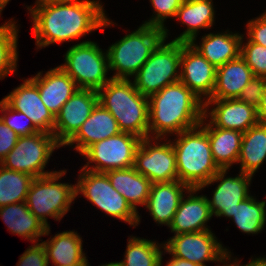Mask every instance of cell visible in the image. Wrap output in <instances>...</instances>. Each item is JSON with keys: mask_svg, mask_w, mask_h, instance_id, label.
<instances>
[{"mask_svg": "<svg viewBox=\"0 0 266 266\" xmlns=\"http://www.w3.org/2000/svg\"><path fill=\"white\" fill-rule=\"evenodd\" d=\"M37 49L53 43L70 42L102 27L113 26L97 7L80 2L36 0L28 6Z\"/></svg>", "mask_w": 266, "mask_h": 266, "instance_id": "obj_1", "label": "cell"}, {"mask_svg": "<svg viewBox=\"0 0 266 266\" xmlns=\"http://www.w3.org/2000/svg\"><path fill=\"white\" fill-rule=\"evenodd\" d=\"M149 138H165L200 125L204 103L181 81L166 85L149 98Z\"/></svg>", "mask_w": 266, "mask_h": 266, "instance_id": "obj_2", "label": "cell"}, {"mask_svg": "<svg viewBox=\"0 0 266 266\" xmlns=\"http://www.w3.org/2000/svg\"><path fill=\"white\" fill-rule=\"evenodd\" d=\"M97 92L99 103L116 119L121 132L149 138V99L133 81L111 78Z\"/></svg>", "mask_w": 266, "mask_h": 266, "instance_id": "obj_3", "label": "cell"}, {"mask_svg": "<svg viewBox=\"0 0 266 266\" xmlns=\"http://www.w3.org/2000/svg\"><path fill=\"white\" fill-rule=\"evenodd\" d=\"M176 137L171 143L176 153L178 180L189 188H200L220 170L213 159L207 131L198 125Z\"/></svg>", "mask_w": 266, "mask_h": 266, "instance_id": "obj_4", "label": "cell"}, {"mask_svg": "<svg viewBox=\"0 0 266 266\" xmlns=\"http://www.w3.org/2000/svg\"><path fill=\"white\" fill-rule=\"evenodd\" d=\"M163 39V29L142 24L135 31L112 43L106 50L109 71H115L111 78L134 77Z\"/></svg>", "mask_w": 266, "mask_h": 266, "instance_id": "obj_5", "label": "cell"}, {"mask_svg": "<svg viewBox=\"0 0 266 266\" xmlns=\"http://www.w3.org/2000/svg\"><path fill=\"white\" fill-rule=\"evenodd\" d=\"M67 170L56 171L32 180L26 197V205L46 227L48 216L59 221L68 213L76 199V184L61 183L59 179Z\"/></svg>", "mask_w": 266, "mask_h": 266, "instance_id": "obj_6", "label": "cell"}, {"mask_svg": "<svg viewBox=\"0 0 266 266\" xmlns=\"http://www.w3.org/2000/svg\"><path fill=\"white\" fill-rule=\"evenodd\" d=\"M163 39L134 76L135 88L146 97L180 81L181 42Z\"/></svg>", "mask_w": 266, "mask_h": 266, "instance_id": "obj_7", "label": "cell"}, {"mask_svg": "<svg viewBox=\"0 0 266 266\" xmlns=\"http://www.w3.org/2000/svg\"><path fill=\"white\" fill-rule=\"evenodd\" d=\"M65 63L59 65L76 83L79 89L98 91L111 77L107 52L102 51L96 42L83 41L71 46L66 54Z\"/></svg>", "mask_w": 266, "mask_h": 266, "instance_id": "obj_8", "label": "cell"}, {"mask_svg": "<svg viewBox=\"0 0 266 266\" xmlns=\"http://www.w3.org/2000/svg\"><path fill=\"white\" fill-rule=\"evenodd\" d=\"M76 183V196L80 193L102 212L118 218L136 227L140 223V216L127 200L117 192L108 176L104 172H93L81 168Z\"/></svg>", "mask_w": 266, "mask_h": 266, "instance_id": "obj_9", "label": "cell"}, {"mask_svg": "<svg viewBox=\"0 0 266 266\" xmlns=\"http://www.w3.org/2000/svg\"><path fill=\"white\" fill-rule=\"evenodd\" d=\"M62 147L51 133H37L18 137L16 145L0 162L7 169L41 177L56 171L44 169L56 148Z\"/></svg>", "mask_w": 266, "mask_h": 266, "instance_id": "obj_10", "label": "cell"}, {"mask_svg": "<svg viewBox=\"0 0 266 266\" xmlns=\"http://www.w3.org/2000/svg\"><path fill=\"white\" fill-rule=\"evenodd\" d=\"M141 138L125 132L89 146L81 155L88 160L82 168L93 172H106L134 166L135 153ZM90 163H94L91 165Z\"/></svg>", "mask_w": 266, "mask_h": 266, "instance_id": "obj_11", "label": "cell"}, {"mask_svg": "<svg viewBox=\"0 0 266 266\" xmlns=\"http://www.w3.org/2000/svg\"><path fill=\"white\" fill-rule=\"evenodd\" d=\"M163 252L201 266L209 261L223 263L231 253L211 230L174 235L165 241Z\"/></svg>", "mask_w": 266, "mask_h": 266, "instance_id": "obj_12", "label": "cell"}, {"mask_svg": "<svg viewBox=\"0 0 266 266\" xmlns=\"http://www.w3.org/2000/svg\"><path fill=\"white\" fill-rule=\"evenodd\" d=\"M160 139H141L135 153L134 168L152 183L176 181L178 176L175 150L171 140L164 138L166 143H161Z\"/></svg>", "mask_w": 266, "mask_h": 266, "instance_id": "obj_13", "label": "cell"}, {"mask_svg": "<svg viewBox=\"0 0 266 266\" xmlns=\"http://www.w3.org/2000/svg\"><path fill=\"white\" fill-rule=\"evenodd\" d=\"M228 169H220L208 182L199 189L203 190L209 184L217 182V187L213 191L212 199H208L210 210L213 216L229 217L233 216V211L237 204L250 196L249 186L253 178L252 175L240 172L236 177H226Z\"/></svg>", "mask_w": 266, "mask_h": 266, "instance_id": "obj_14", "label": "cell"}, {"mask_svg": "<svg viewBox=\"0 0 266 266\" xmlns=\"http://www.w3.org/2000/svg\"><path fill=\"white\" fill-rule=\"evenodd\" d=\"M98 103L96 90L78 89L62 106L53 128V135L62 147L77 133Z\"/></svg>", "mask_w": 266, "mask_h": 266, "instance_id": "obj_15", "label": "cell"}, {"mask_svg": "<svg viewBox=\"0 0 266 266\" xmlns=\"http://www.w3.org/2000/svg\"><path fill=\"white\" fill-rule=\"evenodd\" d=\"M180 67V81L203 103L209 100L214 90L217 68L190 43L184 42H181Z\"/></svg>", "mask_w": 266, "mask_h": 266, "instance_id": "obj_16", "label": "cell"}, {"mask_svg": "<svg viewBox=\"0 0 266 266\" xmlns=\"http://www.w3.org/2000/svg\"><path fill=\"white\" fill-rule=\"evenodd\" d=\"M210 105L216 107H212L209 111ZM203 112L206 119L210 117L209 122L214 127L221 129H232L244 133L258 123L257 109L237 98L209 99L204 102Z\"/></svg>", "mask_w": 266, "mask_h": 266, "instance_id": "obj_17", "label": "cell"}, {"mask_svg": "<svg viewBox=\"0 0 266 266\" xmlns=\"http://www.w3.org/2000/svg\"><path fill=\"white\" fill-rule=\"evenodd\" d=\"M3 100L14 110L24 113L40 130L53 134L55 117L40 98L37 85L30 79L23 80Z\"/></svg>", "mask_w": 266, "mask_h": 266, "instance_id": "obj_18", "label": "cell"}, {"mask_svg": "<svg viewBox=\"0 0 266 266\" xmlns=\"http://www.w3.org/2000/svg\"><path fill=\"white\" fill-rule=\"evenodd\" d=\"M199 188H189L181 198L177 211L168 226L174 235L210 230L207 222L212 218L208 197L196 194ZM196 194V195H195ZM186 198V199H185Z\"/></svg>", "mask_w": 266, "mask_h": 266, "instance_id": "obj_19", "label": "cell"}, {"mask_svg": "<svg viewBox=\"0 0 266 266\" xmlns=\"http://www.w3.org/2000/svg\"><path fill=\"white\" fill-rule=\"evenodd\" d=\"M30 79L37 85L42 102L54 117L79 89L74 80L60 66L50 69L44 75L38 72Z\"/></svg>", "mask_w": 266, "mask_h": 266, "instance_id": "obj_20", "label": "cell"}, {"mask_svg": "<svg viewBox=\"0 0 266 266\" xmlns=\"http://www.w3.org/2000/svg\"><path fill=\"white\" fill-rule=\"evenodd\" d=\"M121 132L116 119L100 103L96 105L88 119L77 133L64 145H72L80 155L92 144Z\"/></svg>", "mask_w": 266, "mask_h": 266, "instance_id": "obj_21", "label": "cell"}, {"mask_svg": "<svg viewBox=\"0 0 266 266\" xmlns=\"http://www.w3.org/2000/svg\"><path fill=\"white\" fill-rule=\"evenodd\" d=\"M188 189L189 187L179 180L152 183L145 208L149 210L155 222L169 226L178 209L181 198Z\"/></svg>", "mask_w": 266, "mask_h": 266, "instance_id": "obj_22", "label": "cell"}, {"mask_svg": "<svg viewBox=\"0 0 266 266\" xmlns=\"http://www.w3.org/2000/svg\"><path fill=\"white\" fill-rule=\"evenodd\" d=\"M213 0H183L177 11L176 19L187 29L172 41L196 43L198 30L213 27L215 10Z\"/></svg>", "mask_w": 266, "mask_h": 266, "instance_id": "obj_23", "label": "cell"}, {"mask_svg": "<svg viewBox=\"0 0 266 266\" xmlns=\"http://www.w3.org/2000/svg\"><path fill=\"white\" fill-rule=\"evenodd\" d=\"M254 77L251 68L241 56L230 60L217 67L215 86L210 99L238 98L243 87Z\"/></svg>", "mask_w": 266, "mask_h": 266, "instance_id": "obj_24", "label": "cell"}, {"mask_svg": "<svg viewBox=\"0 0 266 266\" xmlns=\"http://www.w3.org/2000/svg\"><path fill=\"white\" fill-rule=\"evenodd\" d=\"M0 218L12 234L21 236L32 243H39L41 236H49L50 226L46 227L30 212L26 202H19L0 207Z\"/></svg>", "mask_w": 266, "mask_h": 266, "instance_id": "obj_25", "label": "cell"}, {"mask_svg": "<svg viewBox=\"0 0 266 266\" xmlns=\"http://www.w3.org/2000/svg\"><path fill=\"white\" fill-rule=\"evenodd\" d=\"M204 116L200 125L207 131L215 163L220 169H228L238 162L243 133L232 129L214 127Z\"/></svg>", "mask_w": 266, "mask_h": 266, "instance_id": "obj_26", "label": "cell"}, {"mask_svg": "<svg viewBox=\"0 0 266 266\" xmlns=\"http://www.w3.org/2000/svg\"><path fill=\"white\" fill-rule=\"evenodd\" d=\"M243 34L229 32L209 33L202 36L200 45L190 43L208 62L216 68L240 56Z\"/></svg>", "mask_w": 266, "mask_h": 266, "instance_id": "obj_27", "label": "cell"}, {"mask_svg": "<svg viewBox=\"0 0 266 266\" xmlns=\"http://www.w3.org/2000/svg\"><path fill=\"white\" fill-rule=\"evenodd\" d=\"M113 186L136 211L137 205L145 207L152 182L136 171L134 166L125 169H113L105 172Z\"/></svg>", "mask_w": 266, "mask_h": 266, "instance_id": "obj_28", "label": "cell"}, {"mask_svg": "<svg viewBox=\"0 0 266 266\" xmlns=\"http://www.w3.org/2000/svg\"><path fill=\"white\" fill-rule=\"evenodd\" d=\"M83 240L75 231L57 233L51 238L41 242L46 250L48 262L54 266H74L88 263L83 252Z\"/></svg>", "mask_w": 266, "mask_h": 266, "instance_id": "obj_29", "label": "cell"}, {"mask_svg": "<svg viewBox=\"0 0 266 266\" xmlns=\"http://www.w3.org/2000/svg\"><path fill=\"white\" fill-rule=\"evenodd\" d=\"M266 160V124L257 123L243 133L238 159L240 172L255 175Z\"/></svg>", "mask_w": 266, "mask_h": 266, "instance_id": "obj_30", "label": "cell"}, {"mask_svg": "<svg viewBox=\"0 0 266 266\" xmlns=\"http://www.w3.org/2000/svg\"><path fill=\"white\" fill-rule=\"evenodd\" d=\"M164 243L133 237L128 239L121 266H162Z\"/></svg>", "mask_w": 266, "mask_h": 266, "instance_id": "obj_31", "label": "cell"}, {"mask_svg": "<svg viewBox=\"0 0 266 266\" xmlns=\"http://www.w3.org/2000/svg\"><path fill=\"white\" fill-rule=\"evenodd\" d=\"M231 219L243 233H260L266 224V200L258 201L250 195L237 204Z\"/></svg>", "mask_w": 266, "mask_h": 266, "instance_id": "obj_32", "label": "cell"}, {"mask_svg": "<svg viewBox=\"0 0 266 266\" xmlns=\"http://www.w3.org/2000/svg\"><path fill=\"white\" fill-rule=\"evenodd\" d=\"M33 179L27 173L10 170L0 164V207L25 202Z\"/></svg>", "mask_w": 266, "mask_h": 266, "instance_id": "obj_33", "label": "cell"}, {"mask_svg": "<svg viewBox=\"0 0 266 266\" xmlns=\"http://www.w3.org/2000/svg\"><path fill=\"white\" fill-rule=\"evenodd\" d=\"M18 33L14 19L0 26V80L17 71Z\"/></svg>", "mask_w": 266, "mask_h": 266, "instance_id": "obj_34", "label": "cell"}, {"mask_svg": "<svg viewBox=\"0 0 266 266\" xmlns=\"http://www.w3.org/2000/svg\"><path fill=\"white\" fill-rule=\"evenodd\" d=\"M0 111L3 113L0 118L19 137L28 136L40 131L30 118L24 113L11 108L3 99L0 101ZM23 120L26 121L23 123Z\"/></svg>", "mask_w": 266, "mask_h": 266, "instance_id": "obj_35", "label": "cell"}, {"mask_svg": "<svg viewBox=\"0 0 266 266\" xmlns=\"http://www.w3.org/2000/svg\"><path fill=\"white\" fill-rule=\"evenodd\" d=\"M183 0H150L154 15L143 24L158 27L164 30V39L168 38V29L165 27L167 18H175Z\"/></svg>", "mask_w": 266, "mask_h": 266, "instance_id": "obj_36", "label": "cell"}, {"mask_svg": "<svg viewBox=\"0 0 266 266\" xmlns=\"http://www.w3.org/2000/svg\"><path fill=\"white\" fill-rule=\"evenodd\" d=\"M243 39L242 37L240 56L251 68L254 76L266 77V47L250 42L248 39L244 44Z\"/></svg>", "mask_w": 266, "mask_h": 266, "instance_id": "obj_37", "label": "cell"}, {"mask_svg": "<svg viewBox=\"0 0 266 266\" xmlns=\"http://www.w3.org/2000/svg\"><path fill=\"white\" fill-rule=\"evenodd\" d=\"M265 85L266 77L255 76L243 87L237 99L257 108L260 105Z\"/></svg>", "mask_w": 266, "mask_h": 266, "instance_id": "obj_38", "label": "cell"}, {"mask_svg": "<svg viewBox=\"0 0 266 266\" xmlns=\"http://www.w3.org/2000/svg\"><path fill=\"white\" fill-rule=\"evenodd\" d=\"M46 250L42 243H34L20 256L16 266H48Z\"/></svg>", "mask_w": 266, "mask_h": 266, "instance_id": "obj_39", "label": "cell"}, {"mask_svg": "<svg viewBox=\"0 0 266 266\" xmlns=\"http://www.w3.org/2000/svg\"><path fill=\"white\" fill-rule=\"evenodd\" d=\"M246 28L250 42L266 47V12L255 19H251Z\"/></svg>", "mask_w": 266, "mask_h": 266, "instance_id": "obj_40", "label": "cell"}, {"mask_svg": "<svg viewBox=\"0 0 266 266\" xmlns=\"http://www.w3.org/2000/svg\"><path fill=\"white\" fill-rule=\"evenodd\" d=\"M18 137L0 118V162L16 145Z\"/></svg>", "mask_w": 266, "mask_h": 266, "instance_id": "obj_41", "label": "cell"}, {"mask_svg": "<svg viewBox=\"0 0 266 266\" xmlns=\"http://www.w3.org/2000/svg\"><path fill=\"white\" fill-rule=\"evenodd\" d=\"M256 109L258 123L266 124V85L261 98L260 105Z\"/></svg>", "mask_w": 266, "mask_h": 266, "instance_id": "obj_42", "label": "cell"}, {"mask_svg": "<svg viewBox=\"0 0 266 266\" xmlns=\"http://www.w3.org/2000/svg\"><path fill=\"white\" fill-rule=\"evenodd\" d=\"M166 263V266H201L199 264H194L190 261L181 258H176L174 256H172L171 260Z\"/></svg>", "mask_w": 266, "mask_h": 266, "instance_id": "obj_43", "label": "cell"}, {"mask_svg": "<svg viewBox=\"0 0 266 266\" xmlns=\"http://www.w3.org/2000/svg\"><path fill=\"white\" fill-rule=\"evenodd\" d=\"M62 1H66V2H80V3H85L91 6H95L97 7L104 15L106 11H104V7L103 4L99 1V0H62Z\"/></svg>", "mask_w": 266, "mask_h": 266, "instance_id": "obj_44", "label": "cell"}, {"mask_svg": "<svg viewBox=\"0 0 266 266\" xmlns=\"http://www.w3.org/2000/svg\"><path fill=\"white\" fill-rule=\"evenodd\" d=\"M234 261L238 264V266H266V257H259V258L252 259L250 260L249 263L245 265L239 264L240 261L238 262L237 258H235Z\"/></svg>", "mask_w": 266, "mask_h": 266, "instance_id": "obj_45", "label": "cell"}, {"mask_svg": "<svg viewBox=\"0 0 266 266\" xmlns=\"http://www.w3.org/2000/svg\"><path fill=\"white\" fill-rule=\"evenodd\" d=\"M231 259H233V258H231V254H230V257L227 258V259L223 262V265H221V266H238V264H237L235 261H233L232 263H229V264H228L229 261L231 262ZM217 266H220V265L218 264Z\"/></svg>", "mask_w": 266, "mask_h": 266, "instance_id": "obj_46", "label": "cell"}, {"mask_svg": "<svg viewBox=\"0 0 266 266\" xmlns=\"http://www.w3.org/2000/svg\"><path fill=\"white\" fill-rule=\"evenodd\" d=\"M10 0H0V15L1 12L4 10L5 6L9 3Z\"/></svg>", "mask_w": 266, "mask_h": 266, "instance_id": "obj_47", "label": "cell"}, {"mask_svg": "<svg viewBox=\"0 0 266 266\" xmlns=\"http://www.w3.org/2000/svg\"><path fill=\"white\" fill-rule=\"evenodd\" d=\"M99 266H121V264L119 262H110V263H106L103 265H99Z\"/></svg>", "mask_w": 266, "mask_h": 266, "instance_id": "obj_48", "label": "cell"}, {"mask_svg": "<svg viewBox=\"0 0 266 266\" xmlns=\"http://www.w3.org/2000/svg\"><path fill=\"white\" fill-rule=\"evenodd\" d=\"M74 266H90V264L89 263H82L80 265H74Z\"/></svg>", "mask_w": 266, "mask_h": 266, "instance_id": "obj_49", "label": "cell"}]
</instances>
